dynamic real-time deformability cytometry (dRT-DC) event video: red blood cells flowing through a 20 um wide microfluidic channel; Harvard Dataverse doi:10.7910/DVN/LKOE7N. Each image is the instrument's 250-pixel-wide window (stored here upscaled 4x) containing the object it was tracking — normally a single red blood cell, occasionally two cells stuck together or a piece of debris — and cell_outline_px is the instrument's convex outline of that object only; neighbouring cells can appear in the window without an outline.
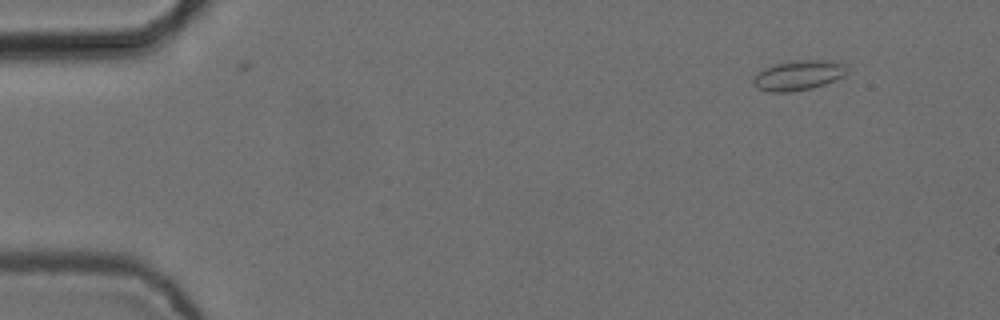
{"species": "common noctule bat (a hibernating species)", "species_latin": "Nyctalus noctula", "temperature_condition": "cold", "stored_images_in_passage": 4, "camera_frame_rate_fps": 3000, "um_per_image_px": 0.085, "animal": {"sex": "female", "body_mass_g": 24.6, "forearm_length_mm": 56.2}, "frame": {"image": 1, "passage_image": 1, "time_ms": 0.0, "image_size_px": [1000, 320], "cell_outline_px": [[848, 72], [844, 76], [824, 84], [812, 88], [792, 92], [768, 92], [756, 88], [752, 84], [752, 76], [764, 68], [776, 64], [792, 60], [828, 60], [844, 64]], "centroid_in_image_um": [67.81, 6.41], "position_along_channel_um": 17.2, "area_um2": 16.53}}
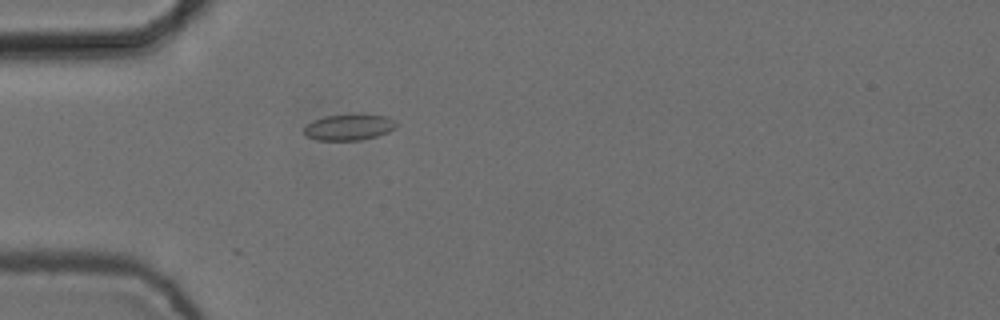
{"frame": {"image": 2, "passage_image": 4, "time_ms": 1.0, "image_size_px": [1000, 320], "cell_outline_px": [[400, 124], [396, 128], [388, 132], [376, 136], [360, 140], [316, 140], [308, 136], [304, 132], [304, 128], [312, 120], [324, 116], [360, 112], [364, 112], [388, 116], [396, 120]], "centroid_in_image_um": [29.75, 10.76], "position_along_channel_um": 55.2, "area_um2": 14.68}}